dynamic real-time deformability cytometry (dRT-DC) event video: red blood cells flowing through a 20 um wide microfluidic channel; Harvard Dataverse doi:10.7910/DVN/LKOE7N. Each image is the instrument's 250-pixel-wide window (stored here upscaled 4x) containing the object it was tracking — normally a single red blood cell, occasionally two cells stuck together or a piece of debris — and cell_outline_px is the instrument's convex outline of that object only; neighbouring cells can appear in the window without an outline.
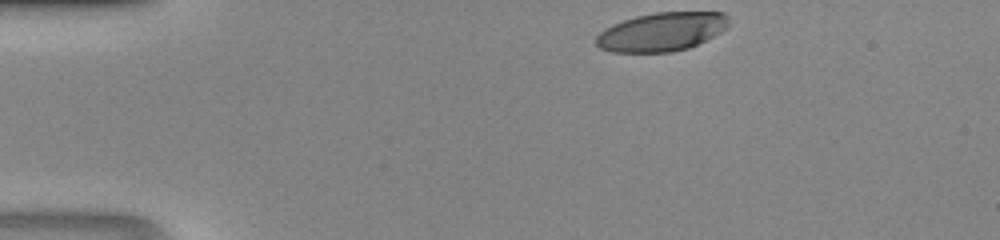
{"species": "human", "species_latin": "Homo sapiens", "temperature_condition": "room temperature", "stored_images_in_passage": 30, "camera_frame_rate_fps": 3000, "um_per_image_px": 0.085, "donor": {"sex": "male"}, "frame": {"image": 1, "passage_image": 1, "time_ms": 0.0, "image_size_px": [1000, 240], "cell_outline_px": [[728, 28], [688, 48], [672, 52], [612, 52], [600, 48], [596, 44], [596, 36], [604, 28], [612, 24], [636, 16], [656, 12], [724, 12], [728, 16]], "centroid_in_image_um": [56.22, 2.7], "position_along_channel_um": 28.8, "area_um2": 29.82}}
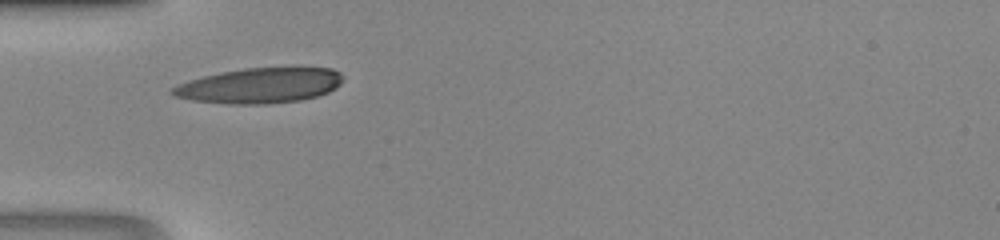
{"frame": {"image": 2, "passage_image": 8, "time_ms": 2.333, "image_size_px": [1000, 240], "cell_outline_px": [[344, 80], [336, 88], [328, 92], [316, 96], [300, 100], [268, 104], [228, 104], [192, 100], [176, 96], [168, 92], [176, 84], [188, 80], [220, 72], [244, 68], [288, 64], [300, 64], [332, 68], [340, 72], [344, 76]], "centroid_in_image_um": [22.18, 7.21], "position_along_channel_um": 62.8, "area_um2": 36.59}}
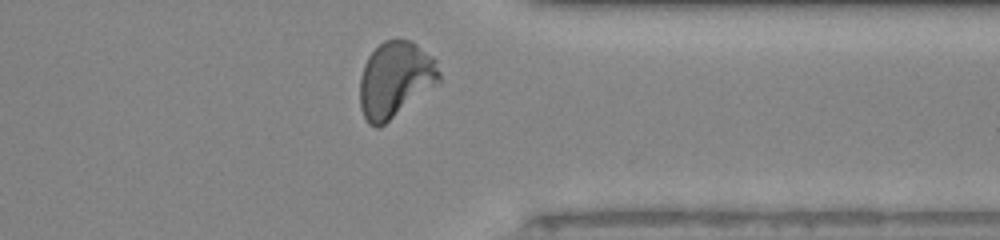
{"frame": {"image": 3, "passage_image": 29, "time_ms": 9.333, "image_size_px": [1000, 240], "cell_outline_px": [[440, 80], [380, 128], [376, 128], [368, 124], [360, 108], [360, 76], [364, 64], [368, 56], [384, 40], [396, 36], [400, 36], [416, 44], [432, 56], [436, 60], [440, 72]], "centroid_in_image_um": [33.56, 6.73], "position_along_channel_um": 377.8, "area_um2": 35.14}}